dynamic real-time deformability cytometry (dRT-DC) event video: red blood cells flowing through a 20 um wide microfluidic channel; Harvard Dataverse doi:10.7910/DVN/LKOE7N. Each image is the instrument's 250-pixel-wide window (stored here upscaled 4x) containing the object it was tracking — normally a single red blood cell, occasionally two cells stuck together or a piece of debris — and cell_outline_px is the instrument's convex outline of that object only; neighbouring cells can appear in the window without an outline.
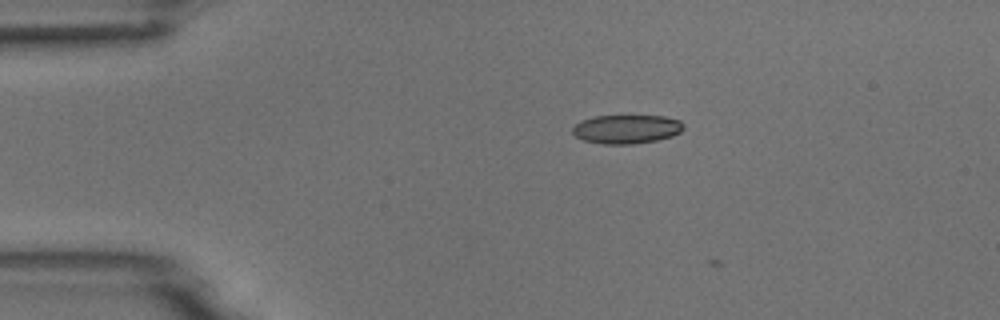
{"species": "common noctule bat (a hibernating species)", "species_latin": "Nyctalus noctula", "temperature_condition": "room temperature", "stored_images_in_passage": 5, "camera_frame_rate_fps": 3000, "um_per_image_px": 0.085, "animal": {"sex": "male", "body_mass_g": 18.8}, "frame": {"image": 1, "passage_image": 4, "time_ms": 3.333, "image_size_px": [1000, 320], "cell_outline_px": [[684, 128], [680, 132], [672, 136], [656, 140], [632, 144], [604, 144], [584, 140], [576, 136], [572, 132], [572, 128], [580, 120], [592, 116], [664, 116], [680, 120], [684, 124]], "centroid_in_image_um": [53.26, 10.97], "position_along_channel_um": 31.7, "area_um2": 18.67}}